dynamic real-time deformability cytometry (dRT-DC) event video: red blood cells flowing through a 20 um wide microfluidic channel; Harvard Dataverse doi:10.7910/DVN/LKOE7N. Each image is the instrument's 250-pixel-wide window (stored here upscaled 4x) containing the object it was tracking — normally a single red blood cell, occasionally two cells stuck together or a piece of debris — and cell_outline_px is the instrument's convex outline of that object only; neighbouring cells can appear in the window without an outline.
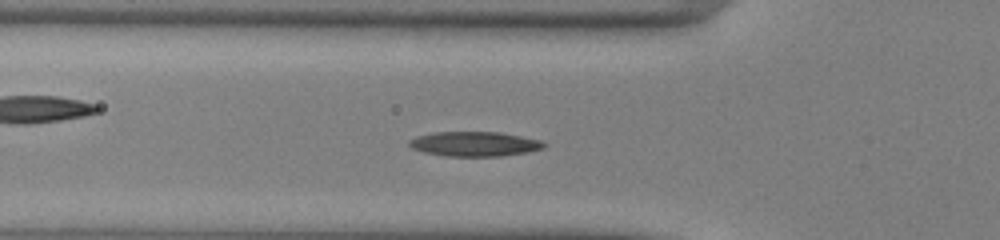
{"species": "common noctule bat (a hibernating species)", "species_latin": "Nyctalus noctula", "temperature_condition": "warm", "stored_images_in_passage": 44, "camera_frame_rate_fps": 3000, "um_per_image_px": 0.085, "animal": {"sex": "male", "body_mass_g": 13.0, "forearm_length_mm": 53.1}, "frame": {"image": 1, "passage_image": 10, "time_ms": 3.0, "image_size_px": [1000, 240], "cell_outline_px": [[548, 144], [544, 148], [528, 152], [500, 156], [448, 156], [424, 152], [412, 148], [408, 144], [408, 140], [416, 136], [432, 132], [500, 132], [540, 140]], "centroid_in_image_um": [40.33, 12.23], "position_along_channel_um": 85.5, "area_um2": 19.42}}
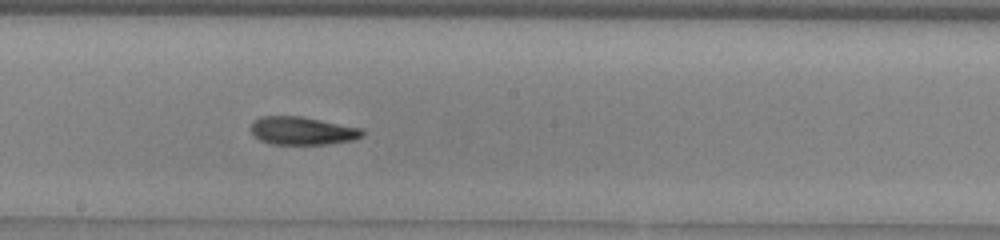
{"frame": {"image": 2, "passage_image": 20, "time_ms": 6.333, "image_size_px": [1000, 240], "cell_outline_px": [[364, 136], [356, 140], [328, 144], [272, 144], [260, 140], [252, 136], [252, 120], [260, 116], [300, 116], [364, 128]], "centroid_in_image_um": [25.73, 11.12], "position_along_channel_um": 222.5, "area_um2": 18.5}}
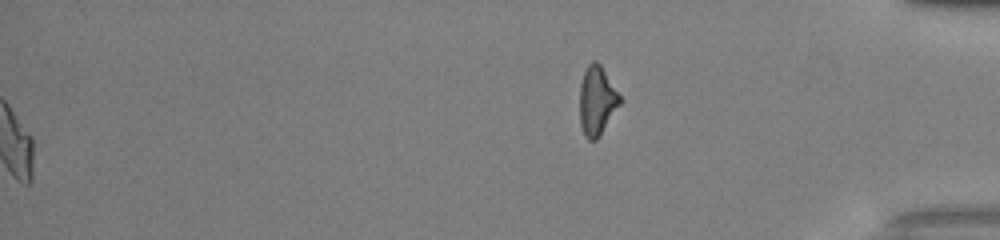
{"frame": {"image": 3, "passage_image": 44, "time_ms": 14.333, "image_size_px": [1000, 240], "cell_outline_px": [[624, 100], [600, 136], [596, 140], [588, 140], [584, 136], [580, 124], [580, 84], [584, 72], [588, 64], [592, 60], [596, 60], [600, 64]], "centroid_in_image_um": [50.76, 8.57], "position_along_channel_um": 384.4, "area_um2": 16.53}, "authors_computed_cell_mechanics": {"area_um2": 18.5538, "velocity_mm_per_s": 4.1087, "shape_relaxation_time_tau1_ms": 4.5421, "shape_relaxation_time_tau2_ms": 4.2366, "deformation_change_tau1": 0.167, "deformation_change_tau2": 0.1264}}